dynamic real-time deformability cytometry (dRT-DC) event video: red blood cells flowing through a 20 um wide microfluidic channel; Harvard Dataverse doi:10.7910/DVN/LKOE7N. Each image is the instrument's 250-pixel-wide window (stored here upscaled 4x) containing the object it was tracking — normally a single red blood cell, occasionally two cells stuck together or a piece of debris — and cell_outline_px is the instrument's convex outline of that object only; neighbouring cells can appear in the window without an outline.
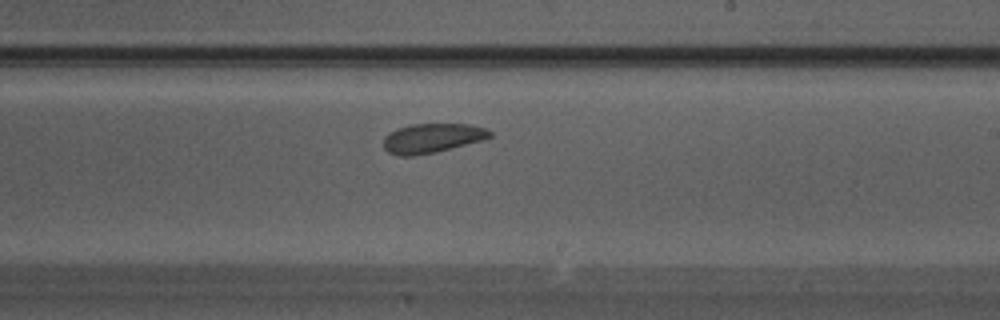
{"species": "Egyptian fruit bat (a non-hibernating species)", "species_latin": "Rousettus aegyptiacus", "temperature_condition": "warm", "stored_images_in_passage": 24, "camera_frame_rate_fps": 3000, "um_per_image_px": 0.085, "animal": {"sex": "male"}, "frame": {"image": 1, "passage_image": 11, "time_ms": 3.333, "image_size_px": [1000, 320], "cell_outline_px": [[492, 136], [484, 140], [432, 152], [412, 156], [400, 156], [388, 152], [384, 148], [384, 136], [388, 132], [396, 128], [412, 124], [472, 124], [488, 128], [492, 132]], "centroid_in_image_um": [36.74, 11.72], "position_along_channel_um": 252.3, "area_um2": 18.26}}
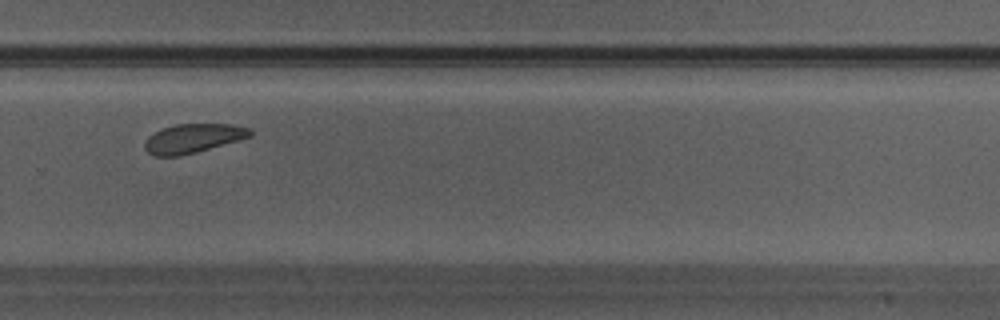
{"frame": {"image": 2, "passage_image": 14, "time_ms": 4.333, "image_size_px": [1000, 320], "cell_outline_px": [[252, 136], [196, 152], [180, 156], [152, 156], [144, 148], [144, 144], [148, 136], [164, 128], [176, 124], [232, 124], [252, 128]], "centroid_in_image_um": [16.41, 11.76], "position_along_channel_um": 313.4, "area_um2": 17.8}}